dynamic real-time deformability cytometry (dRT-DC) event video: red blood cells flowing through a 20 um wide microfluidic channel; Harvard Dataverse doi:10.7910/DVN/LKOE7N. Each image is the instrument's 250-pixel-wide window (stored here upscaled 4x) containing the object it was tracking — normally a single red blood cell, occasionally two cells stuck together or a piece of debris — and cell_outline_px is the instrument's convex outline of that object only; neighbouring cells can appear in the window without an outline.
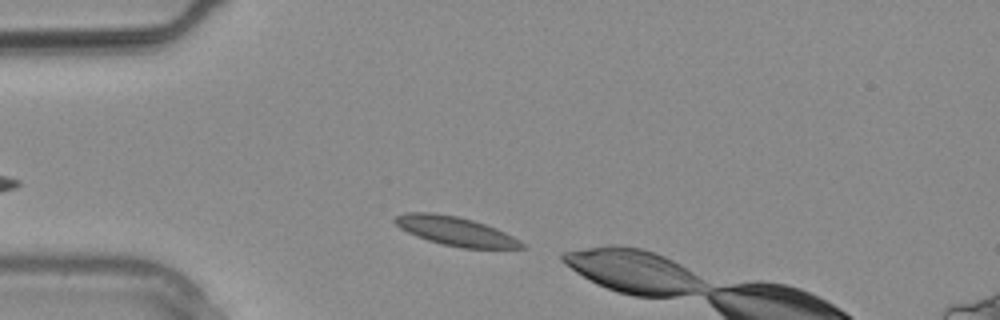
{"species": "common noctule bat (a hibernating species)", "species_latin": "Nyctalus noctula", "temperature_condition": "warm", "stored_images_in_passage": 4, "camera_frame_rate_fps": 3000, "um_per_image_px": 0.085, "animal": {"sex": "male", "body_mass_g": 20.4}, "frame": {"image": 1, "passage_image": 3, "time_ms": 0.667, "image_size_px": [1000, 320], "cell_outline_px": [[524, 248], [464, 248], [444, 244], [428, 240], [416, 236], [400, 228], [392, 220], [396, 216], [404, 212], [432, 212], [456, 216], [472, 220], [496, 228], [520, 240], [524, 244]], "centroid_in_image_um": [38.68, 19.63], "position_along_channel_um": 46.3, "area_um2": 21.15}}